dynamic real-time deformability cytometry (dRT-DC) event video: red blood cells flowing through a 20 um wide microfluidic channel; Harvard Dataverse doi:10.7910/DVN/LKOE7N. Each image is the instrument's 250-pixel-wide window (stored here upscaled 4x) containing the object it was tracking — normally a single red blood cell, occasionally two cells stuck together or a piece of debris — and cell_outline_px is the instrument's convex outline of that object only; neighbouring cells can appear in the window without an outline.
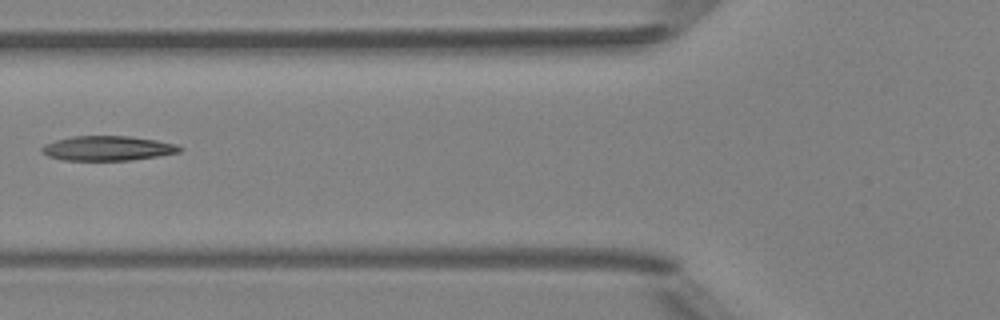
{"species": "Egyptian fruit bat (a non-hibernating species)", "species_latin": "Rousettus aegyptiacus", "temperature_condition": "room temperature", "stored_images_in_passage": 4, "camera_frame_rate_fps": 3000, "um_per_image_px": 0.085, "animal": {"sex": "female"}, "frame": {"image": 1, "passage_image": 3, "time_ms": 3.333, "image_size_px": [1000, 320], "cell_outline_px": [[184, 148], [180, 152], [156, 156], [128, 160], [64, 160], [48, 156], [40, 152], [40, 148], [44, 144], [56, 140], [72, 136], [132, 136], [156, 140], [176, 144]], "centroid_in_image_um": [9.13, 12.59], "position_along_channel_um": 116.7, "area_um2": 19.83}}
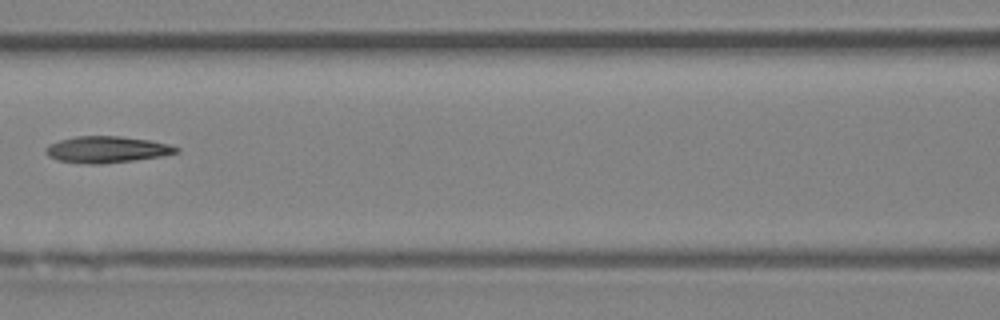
{"frame": {"image": 2, "passage_image": 4, "time_ms": 4.333, "image_size_px": [1000, 320], "cell_outline_px": [[180, 152], [164, 156], [136, 160], [100, 164], [88, 164], [56, 160], [48, 156], [44, 152], [44, 148], [48, 144], [60, 140], [76, 136], [120, 136], [148, 140], [168, 144], [180, 148]], "centroid_in_image_um": [9.07, 12.71], "position_along_channel_um": 157.5, "area_um2": 20.35}}